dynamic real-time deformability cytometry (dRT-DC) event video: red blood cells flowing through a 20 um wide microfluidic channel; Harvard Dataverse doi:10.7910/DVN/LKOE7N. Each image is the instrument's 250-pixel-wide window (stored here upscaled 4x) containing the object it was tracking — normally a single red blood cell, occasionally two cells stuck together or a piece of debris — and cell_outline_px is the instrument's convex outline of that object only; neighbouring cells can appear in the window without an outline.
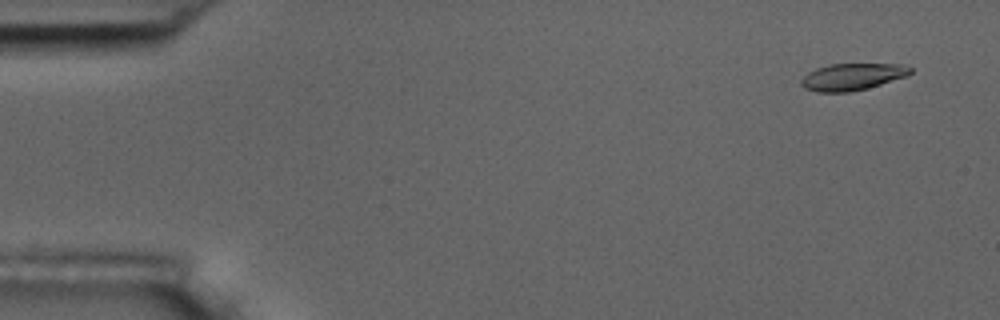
{"species": "common noctule bat (a hibernating species)", "species_latin": "Nyctalus noctula", "temperature_condition": "room temperature", "stored_images_in_passage": 5, "camera_frame_rate_fps": 3000, "um_per_image_px": 0.085, "animal": {"sex": "male", "body_mass_g": 17.5, "forearm_length_mm": 52.3}, "frame": {"image": 1, "passage_image": 2, "time_ms": 1.0, "image_size_px": [1000, 320], "cell_outline_px": [[912, 72], [908, 76], [868, 88], [848, 92], [816, 92], [804, 88], [800, 84], [800, 80], [808, 72], [816, 68], [832, 64], [904, 64], [912, 68]], "centroid_in_image_um": [72.45, 6.53], "position_along_channel_um": 12.5, "area_um2": 17.22}}
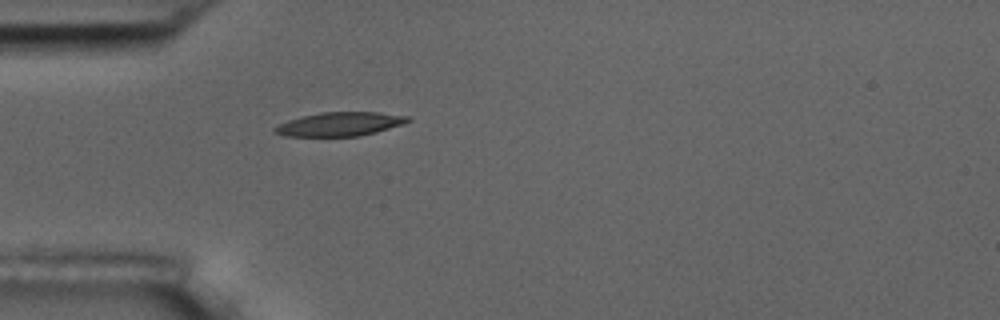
{"frame": {"image": 2, "passage_image": 5, "time_ms": 5.333, "image_size_px": [1000, 320], "cell_outline_px": [[412, 120], [404, 124], [376, 132], [360, 136], [284, 136], [272, 132], [272, 128], [288, 120], [320, 112], [376, 112], [408, 116]], "centroid_in_image_um": [28.88, 10.55], "position_along_channel_um": 56.1, "area_um2": 18.5}}